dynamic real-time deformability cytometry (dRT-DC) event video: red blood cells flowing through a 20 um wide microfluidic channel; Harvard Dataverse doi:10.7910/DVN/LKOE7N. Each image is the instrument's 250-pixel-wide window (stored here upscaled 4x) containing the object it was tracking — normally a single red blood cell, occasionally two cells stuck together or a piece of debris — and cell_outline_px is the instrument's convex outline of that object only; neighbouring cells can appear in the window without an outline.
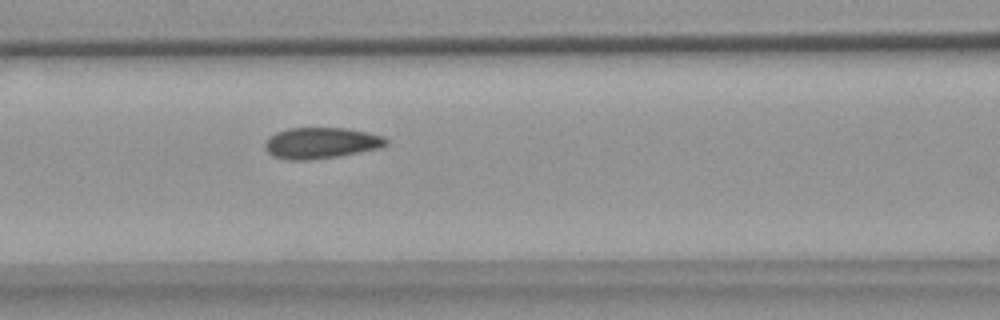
{"species": "common noctule bat (a hibernating species)", "species_latin": "Nyctalus noctula", "temperature_condition": "warm", "stored_images_in_passage": 55, "camera_frame_rate_fps": 3000, "um_per_image_px": 0.085, "animal": {"sex": "female", "body_mass_g": 18.4}, "frame": {"image": 1, "passage_image": 23, "time_ms": 7.333, "image_size_px": [1000, 320], "cell_outline_px": [[388, 144], [380, 148], [340, 156], [308, 160], [288, 160], [272, 156], [264, 148], [264, 144], [268, 136], [276, 132], [288, 128], [348, 128], [368, 132], [384, 136], [388, 140]], "centroid_in_image_um": [27.28, 12.15], "position_along_channel_um": 139.3, "area_um2": 22.25}}
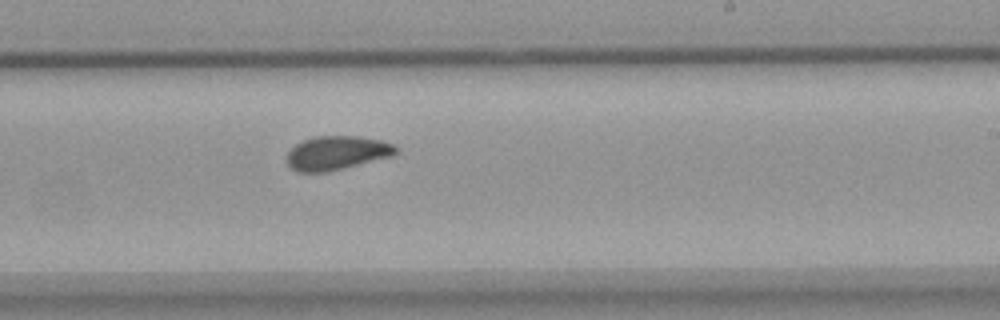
{"frame": {"image": 2, "passage_image": 33, "time_ms": 10.667, "image_size_px": [1000, 320], "cell_outline_px": [[400, 152], [392, 156], [328, 172], [296, 172], [284, 160], [284, 156], [296, 144], [304, 140], [316, 136], [356, 136], [380, 140], [392, 144], [400, 148]], "centroid_in_image_um": [28.62, 13.01], "position_along_channel_um": 260.4, "area_um2": 21.73}}
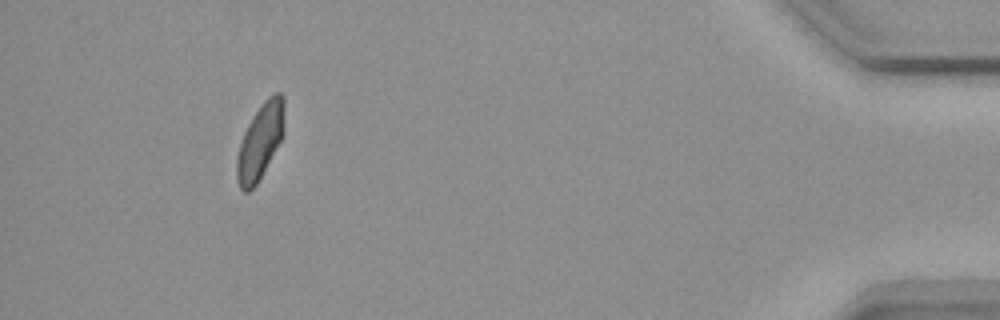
{"frame": {"image": 3, "passage_image": 51, "time_ms": 16.667, "image_size_px": [1000, 320], "cell_outline_px": [[284, 132], [280, 140], [256, 184], [248, 192], [244, 192], [240, 188], [236, 180], [236, 160], [240, 144], [244, 132], [252, 116], [264, 100], [272, 92], [280, 92], [284, 96]], "centroid_in_image_um": [22.11, 11.97], "position_along_channel_um": 413.1, "area_um2": 20.75}, "authors_computed_cell_mechanics": {"area_um2": 21.9062, "velocity_mm_per_s": 3.6592, "shape_relaxation_time_tau1_ms": 9.8705, "shape_relaxation_time_tau2_ms": 1.5358, "deformation_change_tau1": 0.1727, "deformation_change_tau2": 0.0506}}